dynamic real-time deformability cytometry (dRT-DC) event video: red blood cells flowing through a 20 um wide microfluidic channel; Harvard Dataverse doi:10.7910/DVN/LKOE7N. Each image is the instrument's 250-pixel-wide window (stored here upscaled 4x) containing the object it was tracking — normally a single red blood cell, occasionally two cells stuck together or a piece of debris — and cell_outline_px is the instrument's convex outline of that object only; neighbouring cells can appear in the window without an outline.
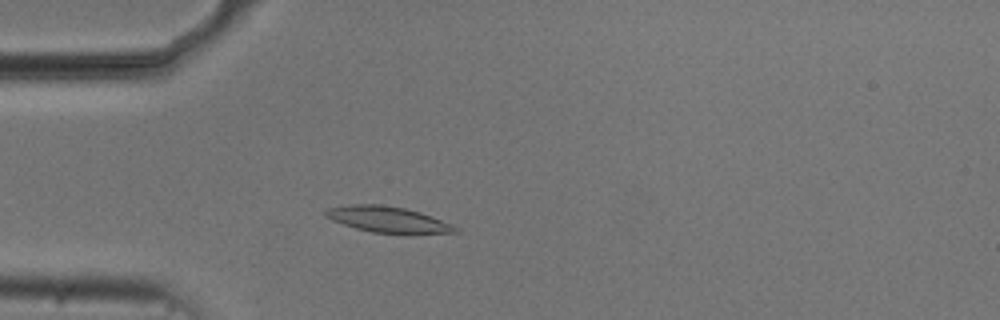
{"species": "common noctule bat (a hibernating species)", "species_latin": "Nyctalus noctula", "temperature_condition": "cold", "stored_images_in_passage": 48, "camera_frame_rate_fps": 3000, "um_per_image_px": 0.085, "animal": {"sex": "male", "body_mass_g": 20.5, "forearm_length_mm": 52.5}, "frame": {"image": 1, "passage_image": 9, "time_ms": 2.667, "image_size_px": [1000, 320], "cell_outline_px": [[460, 232], [372, 232], [356, 228], [332, 220], [324, 216], [324, 212], [328, 208], [352, 204], [380, 204], [404, 208], [420, 212], [432, 216], [452, 224]], "centroid_in_image_um": [32.9, 18.62], "position_along_channel_um": 52.1, "area_um2": 18.96}}
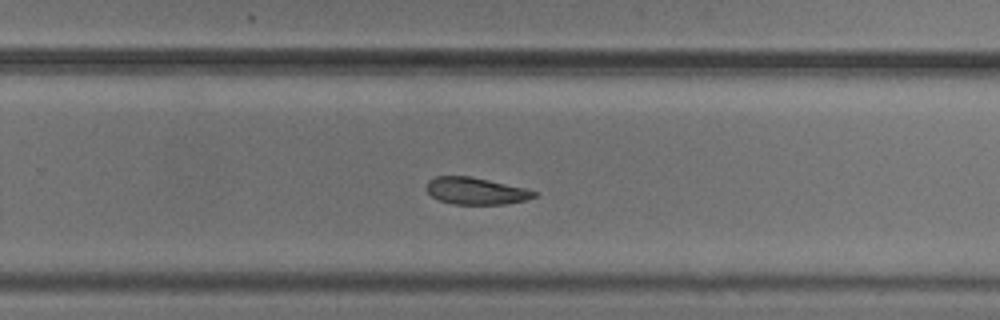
{"frame": {"image": 2, "passage_image": 29, "time_ms": 9.333, "image_size_px": [1000, 320], "cell_outline_px": [[536, 196], [524, 200], [504, 204], [452, 204], [440, 200], [432, 196], [428, 192], [428, 180], [436, 176], [468, 176], [488, 180], [524, 188], [536, 192]], "centroid_in_image_um": [40.42, 16.23], "position_along_channel_um": 289.4, "area_um2": 16.53}}
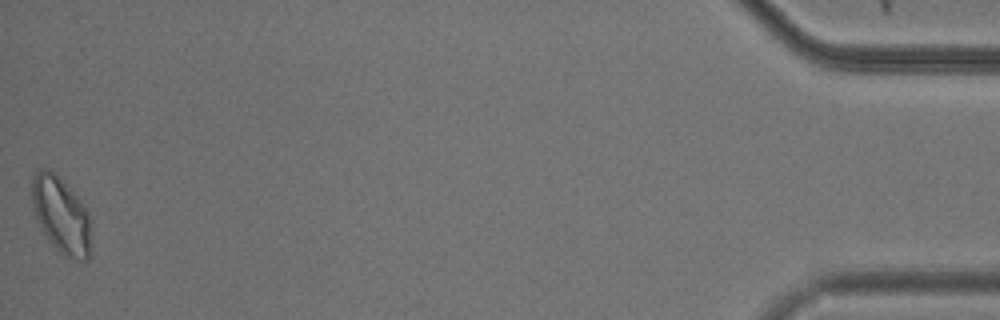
{"frame": {"image": 3, "passage_image": 48, "time_ms": 15.667, "image_size_px": [1000, 320], "cell_outline_px": [[88, 260], [76, 260], [64, 256], [48, 240], [36, 216], [32, 204], [32, 176], [40, 168], [48, 168], [76, 196], [88, 212]], "centroid_in_image_um": [5.14, 18.28], "position_along_channel_um": 430.1, "area_um2": 25.26}, "authors_computed_cell_mechanics": {"area_um2": 18.6983, "velocity_mm_per_s": 3.705, "shape_relaxation_time_tau1_ms": 6.0972, "shape_relaxation_time_tau2_ms": null, "deformation_change_tau1": 0.142, "deformation_change_tau2": null}}